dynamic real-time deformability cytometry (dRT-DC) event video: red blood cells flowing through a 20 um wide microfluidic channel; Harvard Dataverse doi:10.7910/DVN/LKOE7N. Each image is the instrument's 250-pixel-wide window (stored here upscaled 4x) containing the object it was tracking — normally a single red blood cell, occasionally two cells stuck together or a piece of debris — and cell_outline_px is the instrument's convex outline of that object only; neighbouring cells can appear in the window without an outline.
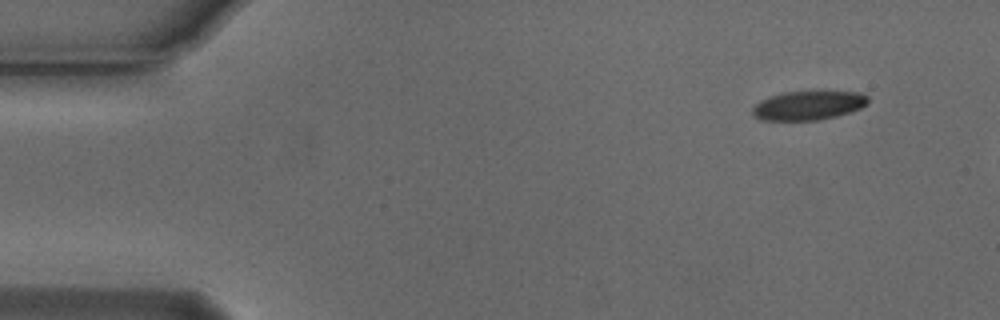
{"species": "Egyptian fruit bat (a non-hibernating species)", "species_latin": "Rousettus aegyptiacus", "temperature_condition": "cold", "stored_images_in_passage": 3, "camera_frame_rate_fps": 3000, "um_per_image_px": 0.085, "animal": {"sex": "male"}, "frame": {"image": 1, "passage_image": 1, "time_ms": 0.0, "image_size_px": [1000, 320], "cell_outline_px": [[868, 104], [860, 108], [836, 116], [820, 120], [760, 120], [752, 112], [752, 108], [760, 100], [784, 92], [816, 88], [860, 92], [868, 96]], "centroid_in_image_um": [68.77, 8.9], "position_along_channel_um": 16.2, "area_um2": 20.4}}